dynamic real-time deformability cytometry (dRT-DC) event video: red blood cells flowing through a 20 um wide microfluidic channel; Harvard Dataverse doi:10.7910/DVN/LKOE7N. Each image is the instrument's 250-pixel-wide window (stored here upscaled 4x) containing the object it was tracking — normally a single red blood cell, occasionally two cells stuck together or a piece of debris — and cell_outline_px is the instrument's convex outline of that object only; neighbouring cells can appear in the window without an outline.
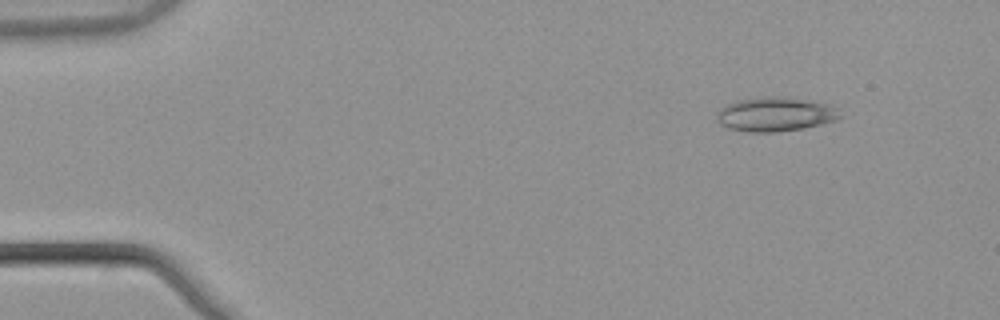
{"species": "common noctule bat (a hibernating species)", "species_latin": "Nyctalus noctula", "temperature_condition": "warm", "stored_images_in_passage": 53, "camera_frame_rate_fps": 3000, "um_per_image_px": 0.085, "animal": {"sex": "male", "body_mass_g": 21.5, "forearm_length_mm": 52.0}, "frame": {"image": 1, "passage_image": 6, "time_ms": 1.667, "image_size_px": [1000, 320], "cell_outline_px": [[844, 116], [836, 120], [804, 128], [780, 132], [748, 132], [728, 128], [720, 124], [716, 120], [716, 112], [720, 108], [736, 100], [764, 96], [772, 96], [804, 100], [828, 104]], "centroid_in_image_um": [65.84, 9.73], "position_along_channel_um": 19.2, "area_um2": 24.51}}
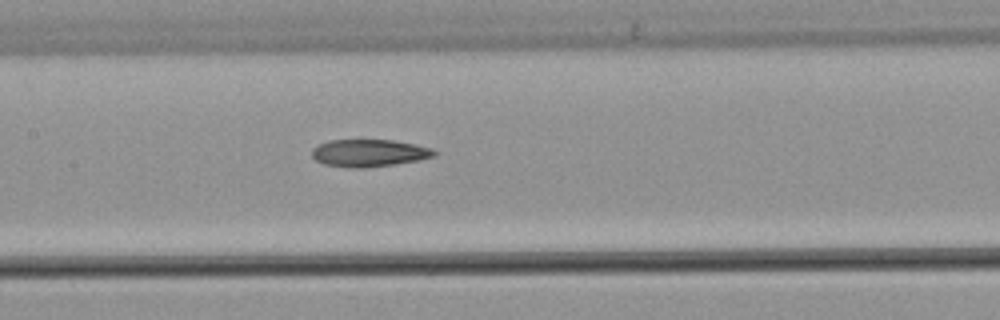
{"frame": {"image": 2, "passage_image": 26, "time_ms": 8.333, "image_size_px": [1000, 320], "cell_outline_px": [[436, 156], [420, 160], [396, 164], [364, 168], [348, 168], [324, 164], [316, 160], [312, 156], [312, 148], [328, 140], [392, 140], [416, 144], [432, 148], [436, 152]], "centroid_in_image_um": [31.39, 13.01], "position_along_channel_um": 176.0, "area_um2": 19.65}}
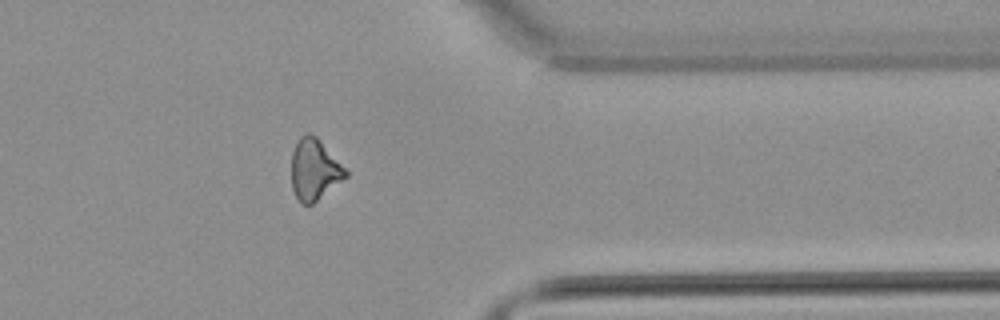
{"frame": {"image": 3, "passage_image": 43, "time_ms": 14.0, "image_size_px": [1000, 320], "cell_outline_px": [[348, 176], [312, 204], [300, 204], [292, 188], [292, 152], [300, 136], [304, 132], [308, 132], [316, 136], [320, 140], [348, 172]], "centroid_in_image_um": [26.71, 14.41], "position_along_channel_um": 384.7, "area_um2": 19.13}, "authors_computed_cell_mechanics": {"area_um2": 20.1144, "velocity_mm_per_s": 3.8876, "shape_relaxation_time_tau1_ms": null, "shape_relaxation_time_tau2_ms": 4.7709, "deformation_change_tau1": null, "deformation_change_tau2": 0.1517}}